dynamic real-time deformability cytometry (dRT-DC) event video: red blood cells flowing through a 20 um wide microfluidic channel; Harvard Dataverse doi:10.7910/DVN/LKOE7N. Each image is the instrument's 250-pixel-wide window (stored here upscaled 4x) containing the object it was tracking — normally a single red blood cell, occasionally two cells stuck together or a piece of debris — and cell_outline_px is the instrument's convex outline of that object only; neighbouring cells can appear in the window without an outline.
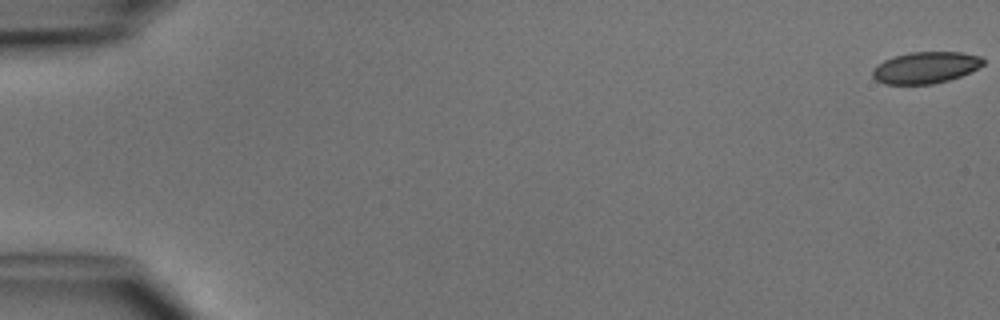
{"species": "common noctule bat (a hibernating species)", "species_latin": "Nyctalus noctula", "temperature_condition": "cold", "stored_images_in_passage": 5, "camera_frame_rate_fps": 3000, "um_per_image_px": 0.085, "animal": {"sex": "male", "body_mass_g": 15.6}, "frame": {"image": 1, "passage_image": 1, "time_ms": 0.0, "image_size_px": [1000, 320], "cell_outline_px": [[984, 64], [960, 76], [948, 80], [932, 84], [884, 84], [876, 80], [872, 76], [872, 68], [884, 60], [892, 56], [908, 52], [960, 52], [980, 56], [984, 60]], "centroid_in_image_um": [78.62, 5.74], "position_along_channel_um": 6.4, "area_um2": 20.35}}